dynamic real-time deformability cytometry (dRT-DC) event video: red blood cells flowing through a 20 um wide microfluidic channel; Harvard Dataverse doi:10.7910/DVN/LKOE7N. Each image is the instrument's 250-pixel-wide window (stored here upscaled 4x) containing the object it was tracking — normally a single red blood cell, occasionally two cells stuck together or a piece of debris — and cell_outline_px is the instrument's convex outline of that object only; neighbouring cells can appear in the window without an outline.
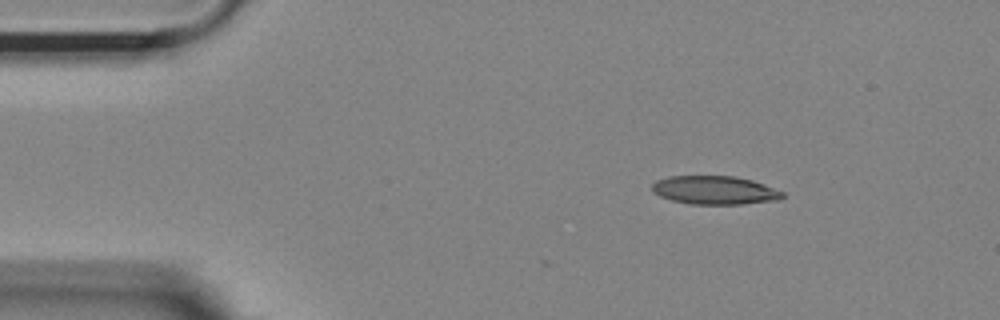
{"species": "Egyptian fruit bat (a non-hibernating species)", "species_latin": "Rousettus aegyptiacus", "temperature_condition": "room temperature", "stored_images_in_passage": 4, "camera_frame_rate_fps": 3000, "um_per_image_px": 0.085, "animal": {"sex": "female"}, "frame": {"image": 1, "passage_image": 1, "time_ms": 0.0, "image_size_px": [1000, 320], "cell_outline_px": [[784, 196], [780, 200], [744, 204], [692, 204], [672, 200], [660, 196], [652, 192], [652, 184], [656, 180], [668, 176], [736, 176], [752, 180], [764, 184], [784, 192]], "centroid_in_image_um": [60.76, 16.16], "position_along_channel_um": 24.2, "area_um2": 21.79}}